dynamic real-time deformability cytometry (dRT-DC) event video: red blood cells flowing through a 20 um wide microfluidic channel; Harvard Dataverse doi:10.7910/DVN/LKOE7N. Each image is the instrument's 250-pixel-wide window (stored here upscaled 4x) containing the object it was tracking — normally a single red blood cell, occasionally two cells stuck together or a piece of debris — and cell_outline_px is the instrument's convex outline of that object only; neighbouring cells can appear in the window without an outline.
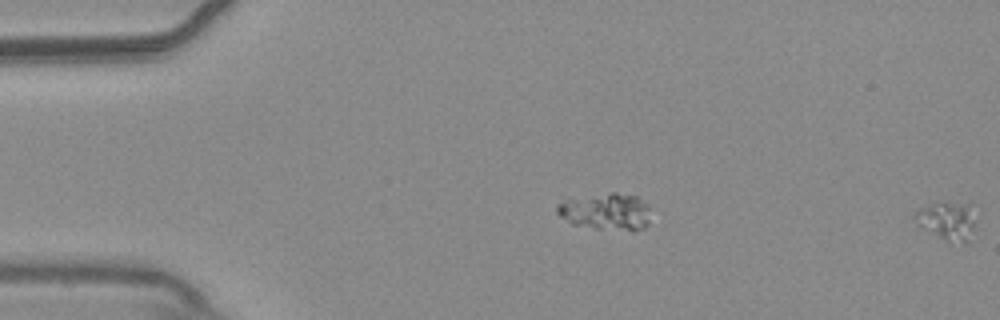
{"species": "common noctule bat (a hibernating species)", "species_latin": "Nyctalus noctula", "temperature_condition": "warm", "stored_images_in_passage": 12, "segment_of_instrument_passage": [2, 2], "camera_frame_rate_fps": 3000, "um_per_image_px": 0.085, "animal": {"sex": "male", "body_mass_g": 20.4}, "frame": {"image": 1, "passage_image": 12, "time_ms": 3.667, "image_size_px": [1000, 320], "cell_outline_px": [[972, 228], [968, 240], [964, 240], [940, 236], [916, 224], [912, 216], [920, 208], [928, 204], [948, 204], [964, 208], [972, 220]], "centroid_in_image_um": [80.32, 18.76], "position_along_channel_um": 4.7, "area_um2": 11.39}}